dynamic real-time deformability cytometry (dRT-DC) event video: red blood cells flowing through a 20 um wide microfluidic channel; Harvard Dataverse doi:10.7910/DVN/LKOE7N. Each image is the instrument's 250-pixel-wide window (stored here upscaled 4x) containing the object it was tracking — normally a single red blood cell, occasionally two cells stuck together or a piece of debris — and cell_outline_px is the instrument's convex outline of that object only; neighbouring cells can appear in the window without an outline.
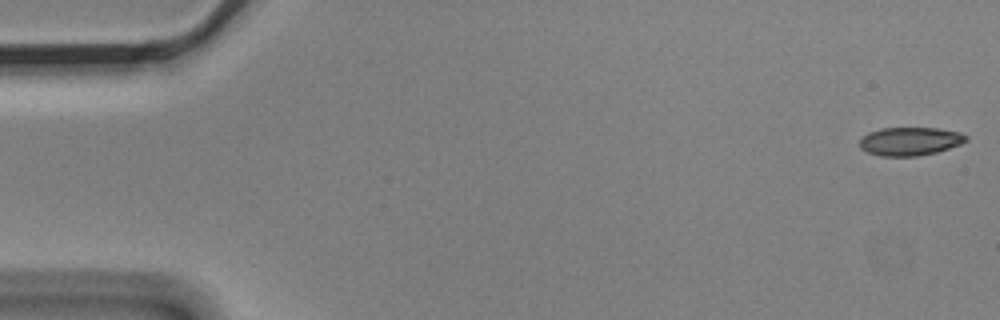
{"species": "Egyptian fruit bat (a non-hibernating species)", "species_latin": "Rousettus aegyptiacus", "temperature_condition": "cold", "stored_images_in_passage": 7, "camera_frame_rate_fps": 3000, "um_per_image_px": 0.085, "animal": {"sex": "male"}, "frame": {"image": 1, "passage_image": 1, "time_ms": 0.0, "image_size_px": [1000, 320], "cell_outline_px": [[968, 140], [960, 144], [936, 152], [916, 156], [880, 156], [868, 152], [860, 148], [860, 140], [868, 132], [880, 128], [936, 128], [960, 132], [968, 136]], "centroid_in_image_um": [77.35, 12.0], "position_along_channel_um": 7.7, "area_um2": 17.51}}
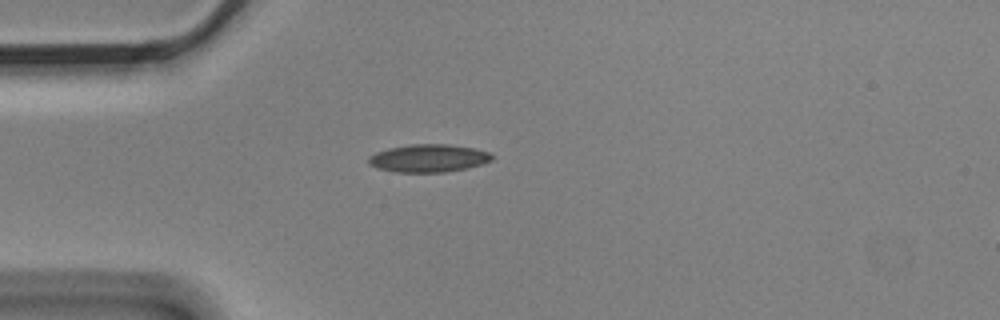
{"frame": {"image": 2, "passage_image": 5, "time_ms": 1.333, "image_size_px": [1000, 320], "cell_outline_px": [[492, 160], [480, 164], [464, 168], [444, 172], [396, 172], [376, 168], [368, 164], [368, 156], [376, 152], [388, 148], [408, 144], [448, 144], [472, 148], [488, 152], [492, 156]], "centroid_in_image_um": [36.35, 13.44], "position_along_channel_um": 48.7, "area_um2": 19.88}}
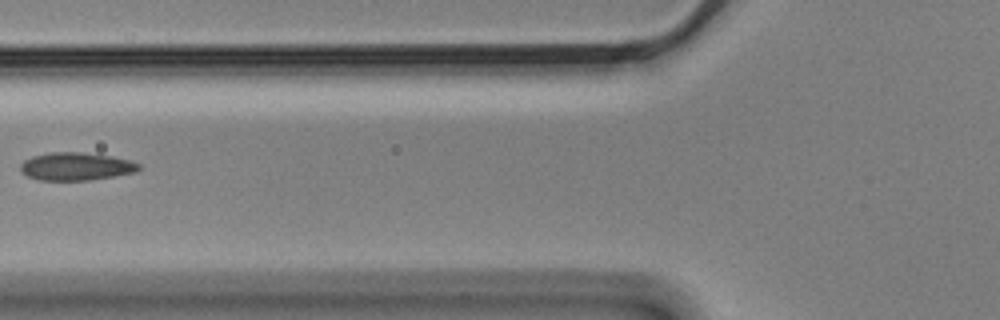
{"frame": {"image": 3, "passage_image": 7, "time_ms": 2.0, "image_size_px": [1000, 320], "cell_outline_px": [[140, 168], [136, 172], [88, 180], [40, 180], [28, 176], [20, 172], [20, 164], [24, 160], [32, 156], [48, 152], [80, 152], [112, 156], [128, 160], [140, 164]], "centroid_in_image_um": [6.42, 14.14], "position_along_channel_um": 119.4, "area_um2": 19.19}}